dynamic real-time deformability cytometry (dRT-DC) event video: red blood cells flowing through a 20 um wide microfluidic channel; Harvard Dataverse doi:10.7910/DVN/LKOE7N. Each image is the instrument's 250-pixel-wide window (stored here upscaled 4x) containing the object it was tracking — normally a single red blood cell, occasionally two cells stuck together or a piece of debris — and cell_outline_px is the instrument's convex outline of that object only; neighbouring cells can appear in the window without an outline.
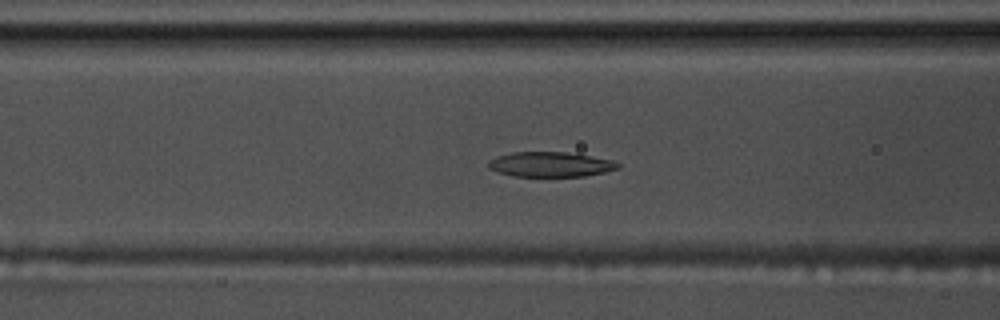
{"species": "common noctule bat (a hibernating species)", "species_latin": "Nyctalus noctula", "temperature_condition": "warm", "stored_images_in_passage": 53, "camera_frame_rate_fps": 3000, "um_per_image_px": 0.085, "animal": {"sex": "male", "body_mass_g": 17.5, "forearm_length_mm": 52.3}, "frame": {"image": 1, "passage_image": 19, "time_ms": 6.0, "image_size_px": [1000, 320], "cell_outline_px": [[620, 168], [604, 172], [584, 176], [512, 176], [488, 168], [488, 160], [496, 156], [512, 152], [564, 152], [612, 160], [620, 164]], "centroid_in_image_um": [46.76, 13.97], "position_along_channel_um": 119.8, "area_um2": 18.67}}
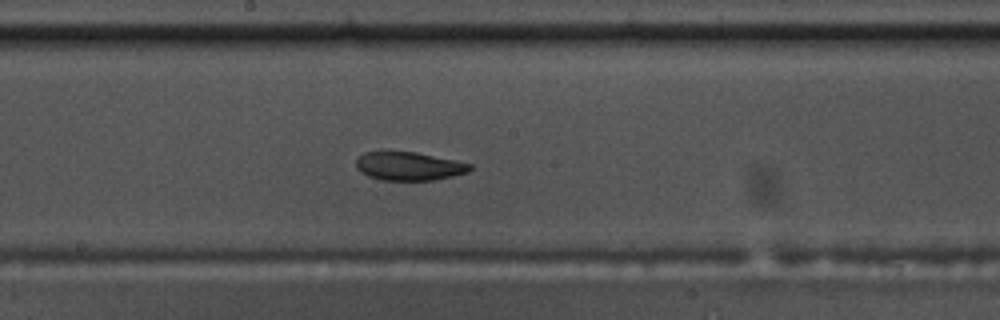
{"frame": {"image": 2, "passage_image": 27, "time_ms": 8.667, "image_size_px": [1000, 320], "cell_outline_px": [[472, 168], [468, 172], [452, 176], [432, 180], [380, 180], [368, 176], [360, 172], [356, 168], [356, 160], [364, 152], [416, 152], [456, 160], [472, 164]], "centroid_in_image_um": [34.76, 14.13], "position_along_channel_um": 213.4, "area_um2": 18.84}}
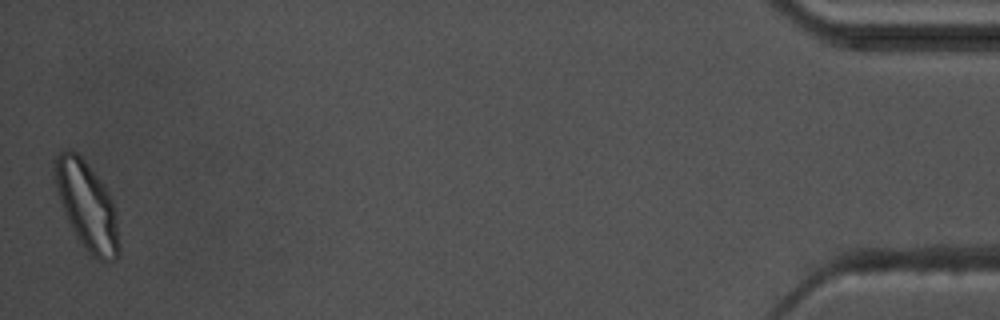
{"frame": {"image": 3, "passage_image": 53, "time_ms": 17.333, "image_size_px": [1000, 320], "cell_outline_px": [[120, 256], [116, 260], [108, 264], [92, 256], [88, 252], [72, 228], [68, 220], [60, 200], [56, 188], [56, 160], [60, 152], [76, 152], [84, 160], [104, 184], [112, 200], [116, 212], [120, 244]], "centroid_in_image_um": [7.48, 17.59], "position_along_channel_um": 427.7, "area_um2": 32.37}, "authors_computed_cell_mechanics": {"area_um2": 20.23, "velocity_mm_per_s": 3.5276, "shape_relaxation_time_tau1_ms": 6.8918, "shape_relaxation_time_tau2_ms": 4.8767, "deformation_change_tau1": 0.1854, "deformation_change_tau2": 0.1086}}